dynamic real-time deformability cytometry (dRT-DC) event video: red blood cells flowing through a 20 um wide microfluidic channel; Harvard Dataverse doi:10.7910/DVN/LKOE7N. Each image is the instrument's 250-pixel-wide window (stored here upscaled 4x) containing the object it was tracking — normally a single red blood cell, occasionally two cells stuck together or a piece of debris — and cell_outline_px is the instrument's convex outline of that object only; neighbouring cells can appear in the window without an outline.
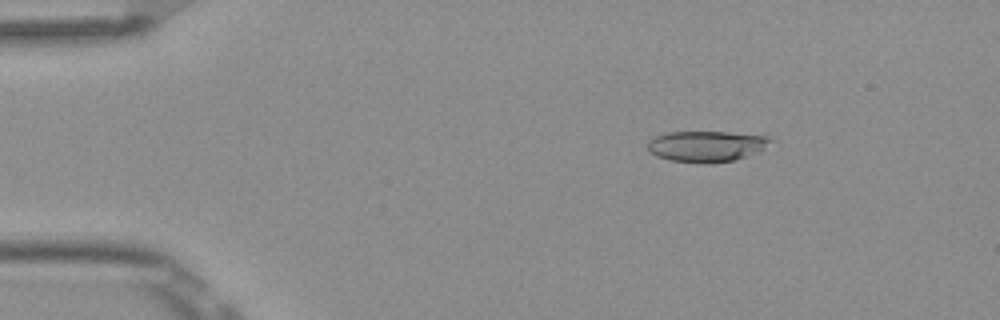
{"species": "Egyptian fruit bat (a non-hibernating species)", "species_latin": "Rousettus aegyptiacus", "temperature_condition": "room temperature", "stored_images_in_passage": 5, "camera_frame_rate_fps": 3000, "um_per_image_px": 0.085, "frame": {"image": 1, "passage_image": 3, "time_ms": 0.667, "image_size_px": [1000, 320], "cell_outline_px": [[772, 140], [756, 152], [736, 160], [704, 164], [668, 160], [656, 156], [648, 148], [648, 140], [656, 136], [668, 132], [728, 132], [768, 136]], "centroid_in_image_um": [60.0, 12.43], "position_along_channel_um": 25.0, "area_um2": 21.96}}
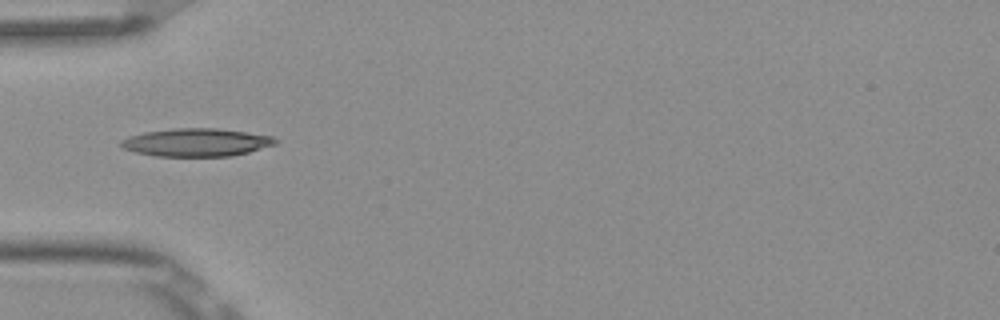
{"frame": {"image": 2, "passage_image": 5, "time_ms": 1.333, "image_size_px": [1000, 320], "cell_outline_px": [[280, 140], [276, 144], [248, 152], [232, 156], [156, 156], [136, 152], [120, 148], [120, 140], [128, 136], [144, 132], [172, 128], [216, 128], [272, 136]], "centroid_in_image_um": [16.66, 12.1], "position_along_channel_um": 68.3, "area_um2": 25.26}}